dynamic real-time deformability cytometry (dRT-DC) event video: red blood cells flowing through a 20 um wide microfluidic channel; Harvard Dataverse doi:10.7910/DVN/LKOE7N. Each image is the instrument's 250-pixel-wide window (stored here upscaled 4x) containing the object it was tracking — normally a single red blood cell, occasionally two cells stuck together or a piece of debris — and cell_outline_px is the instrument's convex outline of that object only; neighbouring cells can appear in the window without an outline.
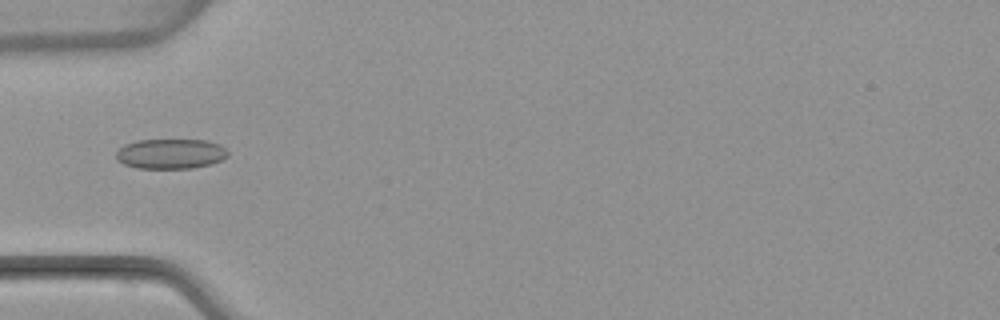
{"species": "common noctule bat (a hibernating species)", "species_latin": "Nyctalus noctula", "temperature_condition": "warm", "stored_images_in_passage": 6, "camera_frame_rate_fps": 3000, "um_per_image_px": 0.085, "animal": {"sex": "female", "body_mass_g": 22.7, "forearm_length_mm": 54.2}, "frame": {"image": 1, "passage_image": 5, "time_ms": 5.0, "image_size_px": [1000, 320], "cell_outline_px": [[228, 156], [212, 164], [192, 168], [136, 168], [124, 164], [116, 160], [116, 152], [124, 144], [136, 140], [208, 140], [220, 144], [228, 152]], "centroid_in_image_um": [14.49, 13.07], "position_along_channel_um": 70.5, "area_um2": 19.65}}
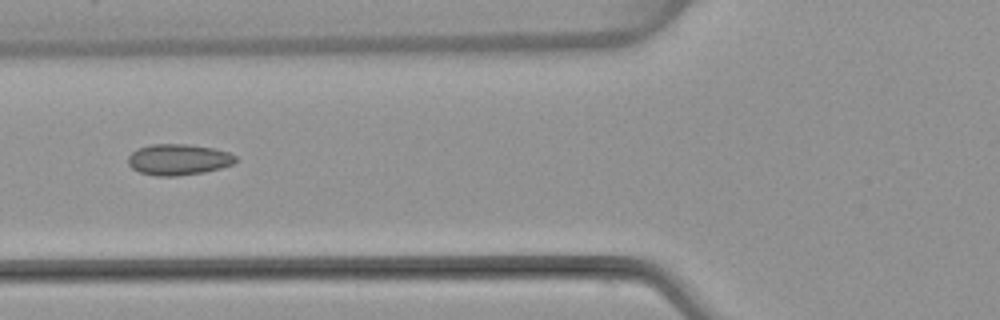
{"frame": {"image": 2, "passage_image": 6, "time_ms": 6.0, "image_size_px": [1000, 320], "cell_outline_px": [[236, 160], [232, 164], [220, 168], [204, 172], [176, 176], [156, 176], [140, 172], [132, 168], [128, 164], [128, 156], [136, 148], [152, 144], [188, 144], [212, 148], [228, 152], [236, 156]], "centroid_in_image_um": [15.13, 13.56], "position_along_channel_um": 110.7, "area_um2": 19.42}}